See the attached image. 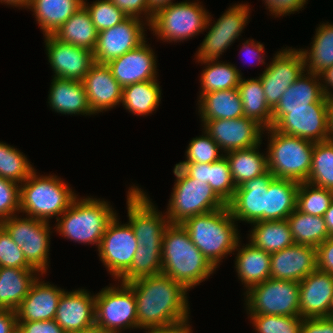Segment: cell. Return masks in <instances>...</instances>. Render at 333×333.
Returning a JSON list of instances; mask_svg holds the SVG:
<instances>
[{
	"label": "cell",
	"mask_w": 333,
	"mask_h": 333,
	"mask_svg": "<svg viewBox=\"0 0 333 333\" xmlns=\"http://www.w3.org/2000/svg\"><path fill=\"white\" fill-rule=\"evenodd\" d=\"M127 284L134 292L139 329L167 328L189 320L188 290L180 282L161 273Z\"/></svg>",
	"instance_id": "1"
},
{
	"label": "cell",
	"mask_w": 333,
	"mask_h": 333,
	"mask_svg": "<svg viewBox=\"0 0 333 333\" xmlns=\"http://www.w3.org/2000/svg\"><path fill=\"white\" fill-rule=\"evenodd\" d=\"M215 271L216 268L194 245L182 224L166 227L162 243V274L190 291Z\"/></svg>",
	"instance_id": "2"
},
{
	"label": "cell",
	"mask_w": 333,
	"mask_h": 333,
	"mask_svg": "<svg viewBox=\"0 0 333 333\" xmlns=\"http://www.w3.org/2000/svg\"><path fill=\"white\" fill-rule=\"evenodd\" d=\"M236 224L227 205L220 210L190 217L182 226L189 233L194 245L218 268L227 254H234L241 238Z\"/></svg>",
	"instance_id": "3"
},
{
	"label": "cell",
	"mask_w": 333,
	"mask_h": 333,
	"mask_svg": "<svg viewBox=\"0 0 333 333\" xmlns=\"http://www.w3.org/2000/svg\"><path fill=\"white\" fill-rule=\"evenodd\" d=\"M72 187L56 175H38L34 170L20 184V212L35 219L56 220L71 206L78 196Z\"/></svg>",
	"instance_id": "4"
},
{
	"label": "cell",
	"mask_w": 333,
	"mask_h": 333,
	"mask_svg": "<svg viewBox=\"0 0 333 333\" xmlns=\"http://www.w3.org/2000/svg\"><path fill=\"white\" fill-rule=\"evenodd\" d=\"M104 199L76 197L59 217L54 229L62 237L77 243L100 245L108 223L117 214Z\"/></svg>",
	"instance_id": "5"
},
{
	"label": "cell",
	"mask_w": 333,
	"mask_h": 333,
	"mask_svg": "<svg viewBox=\"0 0 333 333\" xmlns=\"http://www.w3.org/2000/svg\"><path fill=\"white\" fill-rule=\"evenodd\" d=\"M268 135V169L275 178L307 182L312 165L314 142L265 129Z\"/></svg>",
	"instance_id": "6"
},
{
	"label": "cell",
	"mask_w": 333,
	"mask_h": 333,
	"mask_svg": "<svg viewBox=\"0 0 333 333\" xmlns=\"http://www.w3.org/2000/svg\"><path fill=\"white\" fill-rule=\"evenodd\" d=\"M173 173L176 180L165 212L170 224H182L190 217L227 206L208 183L189 177L177 165Z\"/></svg>",
	"instance_id": "7"
},
{
	"label": "cell",
	"mask_w": 333,
	"mask_h": 333,
	"mask_svg": "<svg viewBox=\"0 0 333 333\" xmlns=\"http://www.w3.org/2000/svg\"><path fill=\"white\" fill-rule=\"evenodd\" d=\"M208 15L201 2H175L154 13L149 29L163 42H183L205 30Z\"/></svg>",
	"instance_id": "8"
},
{
	"label": "cell",
	"mask_w": 333,
	"mask_h": 333,
	"mask_svg": "<svg viewBox=\"0 0 333 333\" xmlns=\"http://www.w3.org/2000/svg\"><path fill=\"white\" fill-rule=\"evenodd\" d=\"M244 295L248 315L299 316V282L269 278Z\"/></svg>",
	"instance_id": "9"
},
{
	"label": "cell",
	"mask_w": 333,
	"mask_h": 333,
	"mask_svg": "<svg viewBox=\"0 0 333 333\" xmlns=\"http://www.w3.org/2000/svg\"><path fill=\"white\" fill-rule=\"evenodd\" d=\"M95 324L109 333L139 329L134 292L127 283L107 286L95 294Z\"/></svg>",
	"instance_id": "10"
},
{
	"label": "cell",
	"mask_w": 333,
	"mask_h": 333,
	"mask_svg": "<svg viewBox=\"0 0 333 333\" xmlns=\"http://www.w3.org/2000/svg\"><path fill=\"white\" fill-rule=\"evenodd\" d=\"M50 222L32 217L20 218L14 215L0 222L9 233L11 239L21 248L26 261L36 269L41 276L49 268Z\"/></svg>",
	"instance_id": "11"
},
{
	"label": "cell",
	"mask_w": 333,
	"mask_h": 333,
	"mask_svg": "<svg viewBox=\"0 0 333 333\" xmlns=\"http://www.w3.org/2000/svg\"><path fill=\"white\" fill-rule=\"evenodd\" d=\"M249 11V4L235 3L213 25H211L212 17L209 13L205 26V31L206 29L209 31L198 48L196 62L219 60L220 55L241 36L249 21Z\"/></svg>",
	"instance_id": "12"
},
{
	"label": "cell",
	"mask_w": 333,
	"mask_h": 333,
	"mask_svg": "<svg viewBox=\"0 0 333 333\" xmlns=\"http://www.w3.org/2000/svg\"><path fill=\"white\" fill-rule=\"evenodd\" d=\"M272 127L285 135L314 143L326 141L328 132V102H316L311 108L273 109Z\"/></svg>",
	"instance_id": "13"
},
{
	"label": "cell",
	"mask_w": 333,
	"mask_h": 333,
	"mask_svg": "<svg viewBox=\"0 0 333 333\" xmlns=\"http://www.w3.org/2000/svg\"><path fill=\"white\" fill-rule=\"evenodd\" d=\"M131 186L127 192V217L139 246H162L166 227L170 224L143 189Z\"/></svg>",
	"instance_id": "14"
},
{
	"label": "cell",
	"mask_w": 333,
	"mask_h": 333,
	"mask_svg": "<svg viewBox=\"0 0 333 333\" xmlns=\"http://www.w3.org/2000/svg\"><path fill=\"white\" fill-rule=\"evenodd\" d=\"M117 215L108 223L97 250L100 261L116 280L130 268L139 246L131 225L119 223Z\"/></svg>",
	"instance_id": "15"
},
{
	"label": "cell",
	"mask_w": 333,
	"mask_h": 333,
	"mask_svg": "<svg viewBox=\"0 0 333 333\" xmlns=\"http://www.w3.org/2000/svg\"><path fill=\"white\" fill-rule=\"evenodd\" d=\"M271 63L259 75L266 102L273 110L287 88L305 71L304 58L299 49L286 47L273 56Z\"/></svg>",
	"instance_id": "16"
},
{
	"label": "cell",
	"mask_w": 333,
	"mask_h": 333,
	"mask_svg": "<svg viewBox=\"0 0 333 333\" xmlns=\"http://www.w3.org/2000/svg\"><path fill=\"white\" fill-rule=\"evenodd\" d=\"M145 25L149 26L141 18L127 17L121 23L100 31L93 51L94 62L107 64L137 48L147 39Z\"/></svg>",
	"instance_id": "17"
},
{
	"label": "cell",
	"mask_w": 333,
	"mask_h": 333,
	"mask_svg": "<svg viewBox=\"0 0 333 333\" xmlns=\"http://www.w3.org/2000/svg\"><path fill=\"white\" fill-rule=\"evenodd\" d=\"M202 130L218 144L224 154L246 149L262 142L265 129L246 117L232 119L201 120Z\"/></svg>",
	"instance_id": "18"
},
{
	"label": "cell",
	"mask_w": 333,
	"mask_h": 333,
	"mask_svg": "<svg viewBox=\"0 0 333 333\" xmlns=\"http://www.w3.org/2000/svg\"><path fill=\"white\" fill-rule=\"evenodd\" d=\"M44 43L53 77L82 81L94 63L93 52L45 35Z\"/></svg>",
	"instance_id": "19"
},
{
	"label": "cell",
	"mask_w": 333,
	"mask_h": 333,
	"mask_svg": "<svg viewBox=\"0 0 333 333\" xmlns=\"http://www.w3.org/2000/svg\"><path fill=\"white\" fill-rule=\"evenodd\" d=\"M299 316H333V275L316 269L299 282Z\"/></svg>",
	"instance_id": "20"
},
{
	"label": "cell",
	"mask_w": 333,
	"mask_h": 333,
	"mask_svg": "<svg viewBox=\"0 0 333 333\" xmlns=\"http://www.w3.org/2000/svg\"><path fill=\"white\" fill-rule=\"evenodd\" d=\"M273 178L268 170L236 187L233 199L227 204L235 221L248 224L265 221V193Z\"/></svg>",
	"instance_id": "21"
},
{
	"label": "cell",
	"mask_w": 333,
	"mask_h": 333,
	"mask_svg": "<svg viewBox=\"0 0 333 333\" xmlns=\"http://www.w3.org/2000/svg\"><path fill=\"white\" fill-rule=\"evenodd\" d=\"M146 42L107 63L122 87L157 79V56Z\"/></svg>",
	"instance_id": "22"
},
{
	"label": "cell",
	"mask_w": 333,
	"mask_h": 333,
	"mask_svg": "<svg viewBox=\"0 0 333 333\" xmlns=\"http://www.w3.org/2000/svg\"><path fill=\"white\" fill-rule=\"evenodd\" d=\"M56 323L66 332L75 333L95 324V294L86 289L62 293L55 314Z\"/></svg>",
	"instance_id": "23"
},
{
	"label": "cell",
	"mask_w": 333,
	"mask_h": 333,
	"mask_svg": "<svg viewBox=\"0 0 333 333\" xmlns=\"http://www.w3.org/2000/svg\"><path fill=\"white\" fill-rule=\"evenodd\" d=\"M317 269L316 247L294 243L271 253L270 278L300 282Z\"/></svg>",
	"instance_id": "24"
},
{
	"label": "cell",
	"mask_w": 333,
	"mask_h": 333,
	"mask_svg": "<svg viewBox=\"0 0 333 333\" xmlns=\"http://www.w3.org/2000/svg\"><path fill=\"white\" fill-rule=\"evenodd\" d=\"M82 82L94 114L120 105L123 87L113 77L107 64L94 62Z\"/></svg>",
	"instance_id": "25"
},
{
	"label": "cell",
	"mask_w": 333,
	"mask_h": 333,
	"mask_svg": "<svg viewBox=\"0 0 333 333\" xmlns=\"http://www.w3.org/2000/svg\"><path fill=\"white\" fill-rule=\"evenodd\" d=\"M41 276L32 283L27 296L15 310L17 322L54 320L58 301L65 289L42 281ZM41 280V281H40Z\"/></svg>",
	"instance_id": "26"
},
{
	"label": "cell",
	"mask_w": 333,
	"mask_h": 333,
	"mask_svg": "<svg viewBox=\"0 0 333 333\" xmlns=\"http://www.w3.org/2000/svg\"><path fill=\"white\" fill-rule=\"evenodd\" d=\"M48 103L52 110L67 115H94L82 81L52 77Z\"/></svg>",
	"instance_id": "27"
},
{
	"label": "cell",
	"mask_w": 333,
	"mask_h": 333,
	"mask_svg": "<svg viewBox=\"0 0 333 333\" xmlns=\"http://www.w3.org/2000/svg\"><path fill=\"white\" fill-rule=\"evenodd\" d=\"M237 243L235 256V269L238 279L247 290L270 278L271 253L256 248L250 242L240 245ZM242 246V248H240Z\"/></svg>",
	"instance_id": "28"
},
{
	"label": "cell",
	"mask_w": 333,
	"mask_h": 333,
	"mask_svg": "<svg viewBox=\"0 0 333 333\" xmlns=\"http://www.w3.org/2000/svg\"><path fill=\"white\" fill-rule=\"evenodd\" d=\"M83 6V0H31L30 9L43 35H53L75 12Z\"/></svg>",
	"instance_id": "29"
},
{
	"label": "cell",
	"mask_w": 333,
	"mask_h": 333,
	"mask_svg": "<svg viewBox=\"0 0 333 333\" xmlns=\"http://www.w3.org/2000/svg\"><path fill=\"white\" fill-rule=\"evenodd\" d=\"M38 275L36 269L0 267V309L15 311Z\"/></svg>",
	"instance_id": "30"
},
{
	"label": "cell",
	"mask_w": 333,
	"mask_h": 333,
	"mask_svg": "<svg viewBox=\"0 0 333 333\" xmlns=\"http://www.w3.org/2000/svg\"><path fill=\"white\" fill-rule=\"evenodd\" d=\"M198 98V115L202 120L244 117L238 88L203 93Z\"/></svg>",
	"instance_id": "31"
},
{
	"label": "cell",
	"mask_w": 333,
	"mask_h": 333,
	"mask_svg": "<svg viewBox=\"0 0 333 333\" xmlns=\"http://www.w3.org/2000/svg\"><path fill=\"white\" fill-rule=\"evenodd\" d=\"M300 183L290 179L273 178L265 193V221L287 220L296 209Z\"/></svg>",
	"instance_id": "32"
},
{
	"label": "cell",
	"mask_w": 333,
	"mask_h": 333,
	"mask_svg": "<svg viewBox=\"0 0 333 333\" xmlns=\"http://www.w3.org/2000/svg\"><path fill=\"white\" fill-rule=\"evenodd\" d=\"M319 80V75L304 71L283 93L274 109L311 108L313 103L328 102Z\"/></svg>",
	"instance_id": "33"
},
{
	"label": "cell",
	"mask_w": 333,
	"mask_h": 333,
	"mask_svg": "<svg viewBox=\"0 0 333 333\" xmlns=\"http://www.w3.org/2000/svg\"><path fill=\"white\" fill-rule=\"evenodd\" d=\"M261 144L262 142L250 148L233 150L224 154L229 162L231 176L236 187L269 170L267 154L259 151Z\"/></svg>",
	"instance_id": "34"
},
{
	"label": "cell",
	"mask_w": 333,
	"mask_h": 333,
	"mask_svg": "<svg viewBox=\"0 0 333 333\" xmlns=\"http://www.w3.org/2000/svg\"><path fill=\"white\" fill-rule=\"evenodd\" d=\"M98 33L89 12L82 6L55 31L53 36L64 43L86 48L93 52L97 44Z\"/></svg>",
	"instance_id": "35"
},
{
	"label": "cell",
	"mask_w": 333,
	"mask_h": 333,
	"mask_svg": "<svg viewBox=\"0 0 333 333\" xmlns=\"http://www.w3.org/2000/svg\"><path fill=\"white\" fill-rule=\"evenodd\" d=\"M251 225L248 242L258 249L273 253L294 244L287 220L257 221Z\"/></svg>",
	"instance_id": "36"
},
{
	"label": "cell",
	"mask_w": 333,
	"mask_h": 333,
	"mask_svg": "<svg viewBox=\"0 0 333 333\" xmlns=\"http://www.w3.org/2000/svg\"><path fill=\"white\" fill-rule=\"evenodd\" d=\"M237 88L243 104L244 117L254 120L264 129L272 127V109L266 102L260 78L241 77Z\"/></svg>",
	"instance_id": "37"
},
{
	"label": "cell",
	"mask_w": 333,
	"mask_h": 333,
	"mask_svg": "<svg viewBox=\"0 0 333 333\" xmlns=\"http://www.w3.org/2000/svg\"><path fill=\"white\" fill-rule=\"evenodd\" d=\"M161 87L158 80H148L123 87L121 103L136 116L152 114L161 103Z\"/></svg>",
	"instance_id": "38"
},
{
	"label": "cell",
	"mask_w": 333,
	"mask_h": 333,
	"mask_svg": "<svg viewBox=\"0 0 333 333\" xmlns=\"http://www.w3.org/2000/svg\"><path fill=\"white\" fill-rule=\"evenodd\" d=\"M310 49H299L304 58L305 71L319 75L333 66V23H320Z\"/></svg>",
	"instance_id": "39"
},
{
	"label": "cell",
	"mask_w": 333,
	"mask_h": 333,
	"mask_svg": "<svg viewBox=\"0 0 333 333\" xmlns=\"http://www.w3.org/2000/svg\"><path fill=\"white\" fill-rule=\"evenodd\" d=\"M287 221L296 244L317 248L330 237L323 216H313L295 209L287 217Z\"/></svg>",
	"instance_id": "40"
},
{
	"label": "cell",
	"mask_w": 333,
	"mask_h": 333,
	"mask_svg": "<svg viewBox=\"0 0 333 333\" xmlns=\"http://www.w3.org/2000/svg\"><path fill=\"white\" fill-rule=\"evenodd\" d=\"M206 64L200 77V95L203 93L237 88L242 74L235 64L218 60L199 62Z\"/></svg>",
	"instance_id": "41"
},
{
	"label": "cell",
	"mask_w": 333,
	"mask_h": 333,
	"mask_svg": "<svg viewBox=\"0 0 333 333\" xmlns=\"http://www.w3.org/2000/svg\"><path fill=\"white\" fill-rule=\"evenodd\" d=\"M307 183L333 190V141L314 143Z\"/></svg>",
	"instance_id": "42"
},
{
	"label": "cell",
	"mask_w": 333,
	"mask_h": 333,
	"mask_svg": "<svg viewBox=\"0 0 333 333\" xmlns=\"http://www.w3.org/2000/svg\"><path fill=\"white\" fill-rule=\"evenodd\" d=\"M162 246H138L130 268L118 279L129 283L141 277L161 274Z\"/></svg>",
	"instance_id": "43"
},
{
	"label": "cell",
	"mask_w": 333,
	"mask_h": 333,
	"mask_svg": "<svg viewBox=\"0 0 333 333\" xmlns=\"http://www.w3.org/2000/svg\"><path fill=\"white\" fill-rule=\"evenodd\" d=\"M34 170L23 152L0 141V177L22 184Z\"/></svg>",
	"instance_id": "44"
},
{
	"label": "cell",
	"mask_w": 333,
	"mask_h": 333,
	"mask_svg": "<svg viewBox=\"0 0 333 333\" xmlns=\"http://www.w3.org/2000/svg\"><path fill=\"white\" fill-rule=\"evenodd\" d=\"M333 201V190L301 182L297 191L296 209L313 216H324Z\"/></svg>",
	"instance_id": "45"
},
{
	"label": "cell",
	"mask_w": 333,
	"mask_h": 333,
	"mask_svg": "<svg viewBox=\"0 0 333 333\" xmlns=\"http://www.w3.org/2000/svg\"><path fill=\"white\" fill-rule=\"evenodd\" d=\"M208 184L226 204L233 199L236 186L231 176L229 162L225 156L210 163Z\"/></svg>",
	"instance_id": "46"
},
{
	"label": "cell",
	"mask_w": 333,
	"mask_h": 333,
	"mask_svg": "<svg viewBox=\"0 0 333 333\" xmlns=\"http://www.w3.org/2000/svg\"><path fill=\"white\" fill-rule=\"evenodd\" d=\"M257 333H301L300 316L249 315Z\"/></svg>",
	"instance_id": "47"
},
{
	"label": "cell",
	"mask_w": 333,
	"mask_h": 333,
	"mask_svg": "<svg viewBox=\"0 0 333 333\" xmlns=\"http://www.w3.org/2000/svg\"><path fill=\"white\" fill-rule=\"evenodd\" d=\"M83 0V6L89 12L91 20L98 32L111 28L127 18L110 0H96L92 4Z\"/></svg>",
	"instance_id": "48"
},
{
	"label": "cell",
	"mask_w": 333,
	"mask_h": 333,
	"mask_svg": "<svg viewBox=\"0 0 333 333\" xmlns=\"http://www.w3.org/2000/svg\"><path fill=\"white\" fill-rule=\"evenodd\" d=\"M201 136L192 138L186 149V159L179 163H213L224 156L218 144L204 131ZM204 135V136H203Z\"/></svg>",
	"instance_id": "49"
},
{
	"label": "cell",
	"mask_w": 333,
	"mask_h": 333,
	"mask_svg": "<svg viewBox=\"0 0 333 333\" xmlns=\"http://www.w3.org/2000/svg\"><path fill=\"white\" fill-rule=\"evenodd\" d=\"M0 267L34 269L27 261L21 248L0 225Z\"/></svg>",
	"instance_id": "50"
},
{
	"label": "cell",
	"mask_w": 333,
	"mask_h": 333,
	"mask_svg": "<svg viewBox=\"0 0 333 333\" xmlns=\"http://www.w3.org/2000/svg\"><path fill=\"white\" fill-rule=\"evenodd\" d=\"M20 212V184L0 177V222Z\"/></svg>",
	"instance_id": "51"
},
{
	"label": "cell",
	"mask_w": 333,
	"mask_h": 333,
	"mask_svg": "<svg viewBox=\"0 0 333 333\" xmlns=\"http://www.w3.org/2000/svg\"><path fill=\"white\" fill-rule=\"evenodd\" d=\"M127 17L144 18L145 22L151 23L154 13L149 9L147 0H110ZM143 14V15H142ZM144 16V17H143Z\"/></svg>",
	"instance_id": "52"
},
{
	"label": "cell",
	"mask_w": 333,
	"mask_h": 333,
	"mask_svg": "<svg viewBox=\"0 0 333 333\" xmlns=\"http://www.w3.org/2000/svg\"><path fill=\"white\" fill-rule=\"evenodd\" d=\"M266 4V9L272 15H275L274 18L280 16H286L291 13H295L300 11L302 8L304 9L305 4H307L308 0H263Z\"/></svg>",
	"instance_id": "53"
},
{
	"label": "cell",
	"mask_w": 333,
	"mask_h": 333,
	"mask_svg": "<svg viewBox=\"0 0 333 333\" xmlns=\"http://www.w3.org/2000/svg\"><path fill=\"white\" fill-rule=\"evenodd\" d=\"M317 269L333 275V237H328L316 248Z\"/></svg>",
	"instance_id": "54"
},
{
	"label": "cell",
	"mask_w": 333,
	"mask_h": 333,
	"mask_svg": "<svg viewBox=\"0 0 333 333\" xmlns=\"http://www.w3.org/2000/svg\"><path fill=\"white\" fill-rule=\"evenodd\" d=\"M21 333H66L55 320L18 322Z\"/></svg>",
	"instance_id": "55"
},
{
	"label": "cell",
	"mask_w": 333,
	"mask_h": 333,
	"mask_svg": "<svg viewBox=\"0 0 333 333\" xmlns=\"http://www.w3.org/2000/svg\"><path fill=\"white\" fill-rule=\"evenodd\" d=\"M301 333H333V316L304 318Z\"/></svg>",
	"instance_id": "56"
},
{
	"label": "cell",
	"mask_w": 333,
	"mask_h": 333,
	"mask_svg": "<svg viewBox=\"0 0 333 333\" xmlns=\"http://www.w3.org/2000/svg\"><path fill=\"white\" fill-rule=\"evenodd\" d=\"M176 165L189 177L208 183V168H210V163H178Z\"/></svg>",
	"instance_id": "57"
},
{
	"label": "cell",
	"mask_w": 333,
	"mask_h": 333,
	"mask_svg": "<svg viewBox=\"0 0 333 333\" xmlns=\"http://www.w3.org/2000/svg\"><path fill=\"white\" fill-rule=\"evenodd\" d=\"M243 46L241 47V53H242V50L244 51L243 55H249V59L250 58H255L258 63L257 64H264L265 65V62H264V56L265 54H263L265 52L264 50V45L260 42H256L254 41V39H248L246 40V42L242 43ZM262 53V54H260ZM252 56V57H251ZM258 59V60H257Z\"/></svg>",
	"instance_id": "58"
},
{
	"label": "cell",
	"mask_w": 333,
	"mask_h": 333,
	"mask_svg": "<svg viewBox=\"0 0 333 333\" xmlns=\"http://www.w3.org/2000/svg\"><path fill=\"white\" fill-rule=\"evenodd\" d=\"M17 329L16 312L9 309H0V333H13Z\"/></svg>",
	"instance_id": "59"
},
{
	"label": "cell",
	"mask_w": 333,
	"mask_h": 333,
	"mask_svg": "<svg viewBox=\"0 0 333 333\" xmlns=\"http://www.w3.org/2000/svg\"><path fill=\"white\" fill-rule=\"evenodd\" d=\"M320 81H321V88L323 91V94L326 97H333L332 91H330L332 88L333 90V66H330L329 68L325 69L319 74ZM323 82V83H322Z\"/></svg>",
	"instance_id": "60"
},
{
	"label": "cell",
	"mask_w": 333,
	"mask_h": 333,
	"mask_svg": "<svg viewBox=\"0 0 333 333\" xmlns=\"http://www.w3.org/2000/svg\"><path fill=\"white\" fill-rule=\"evenodd\" d=\"M189 320L176 326L158 329H148L146 333H192Z\"/></svg>",
	"instance_id": "61"
},
{
	"label": "cell",
	"mask_w": 333,
	"mask_h": 333,
	"mask_svg": "<svg viewBox=\"0 0 333 333\" xmlns=\"http://www.w3.org/2000/svg\"><path fill=\"white\" fill-rule=\"evenodd\" d=\"M323 217L329 236L333 237V201L331 202L329 209L325 212Z\"/></svg>",
	"instance_id": "62"
},
{
	"label": "cell",
	"mask_w": 333,
	"mask_h": 333,
	"mask_svg": "<svg viewBox=\"0 0 333 333\" xmlns=\"http://www.w3.org/2000/svg\"><path fill=\"white\" fill-rule=\"evenodd\" d=\"M328 140L333 141V97H328Z\"/></svg>",
	"instance_id": "63"
},
{
	"label": "cell",
	"mask_w": 333,
	"mask_h": 333,
	"mask_svg": "<svg viewBox=\"0 0 333 333\" xmlns=\"http://www.w3.org/2000/svg\"><path fill=\"white\" fill-rule=\"evenodd\" d=\"M148 5H149V9L155 13L157 10L166 7L173 2V0H147Z\"/></svg>",
	"instance_id": "64"
},
{
	"label": "cell",
	"mask_w": 333,
	"mask_h": 333,
	"mask_svg": "<svg viewBox=\"0 0 333 333\" xmlns=\"http://www.w3.org/2000/svg\"><path fill=\"white\" fill-rule=\"evenodd\" d=\"M31 0H0V3L7 4L11 7L28 8Z\"/></svg>",
	"instance_id": "65"
},
{
	"label": "cell",
	"mask_w": 333,
	"mask_h": 333,
	"mask_svg": "<svg viewBox=\"0 0 333 333\" xmlns=\"http://www.w3.org/2000/svg\"><path fill=\"white\" fill-rule=\"evenodd\" d=\"M75 333H109L107 331H105L103 328L97 326L96 324H94L93 326L86 328V329H82L78 332Z\"/></svg>",
	"instance_id": "66"
},
{
	"label": "cell",
	"mask_w": 333,
	"mask_h": 333,
	"mask_svg": "<svg viewBox=\"0 0 333 333\" xmlns=\"http://www.w3.org/2000/svg\"><path fill=\"white\" fill-rule=\"evenodd\" d=\"M13 333H21L18 329L16 331H14Z\"/></svg>",
	"instance_id": "67"
}]
</instances>
